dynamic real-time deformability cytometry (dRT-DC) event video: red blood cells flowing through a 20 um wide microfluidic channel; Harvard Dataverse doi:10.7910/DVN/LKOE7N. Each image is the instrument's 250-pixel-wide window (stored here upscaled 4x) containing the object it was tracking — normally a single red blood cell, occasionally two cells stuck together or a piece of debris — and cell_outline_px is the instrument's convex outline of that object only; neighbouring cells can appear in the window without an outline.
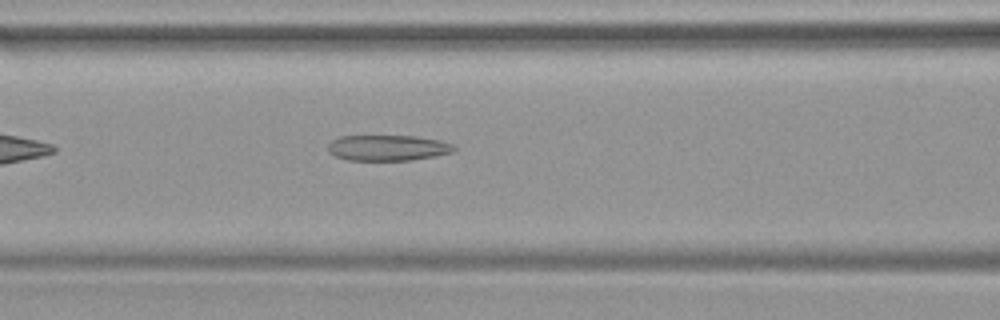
{"species": "common noctule bat (a hibernating species)", "species_latin": "Nyctalus noctula", "temperature_condition": "warm", "stored_images_in_passage": 32, "camera_frame_rate_fps": 3000, "um_per_image_px": 0.085, "animal": {"sex": "female", "body_mass_g": 19.9}, "frame": {"image": 1, "passage_image": 9, "time_ms": 2.667, "image_size_px": [1000, 320], "cell_outline_px": [[456, 148], [452, 152], [436, 156], [412, 160], [348, 160], [336, 156], [328, 152], [328, 144], [332, 140], [340, 136], [416, 136], [440, 140], [452, 144]], "centroid_in_image_um": [32.96, 12.56], "position_along_channel_um": 133.6, "area_um2": 18.9}}
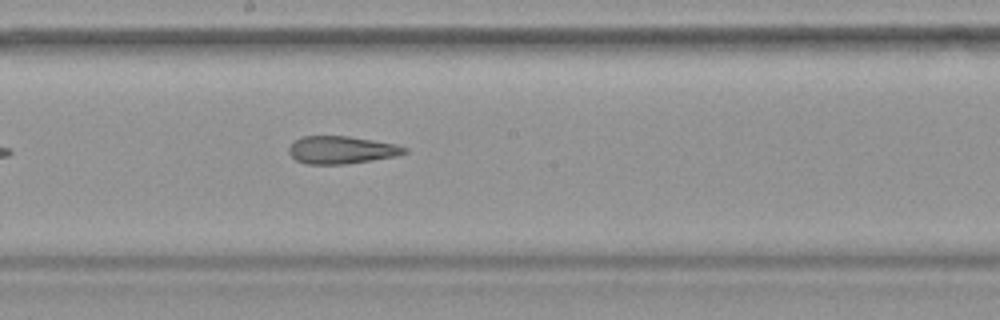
{"frame": {"image": 2, "passage_image": 15, "time_ms": 4.667, "image_size_px": [1000, 320], "cell_outline_px": [[408, 152], [396, 156], [372, 160], [344, 164], [308, 164], [296, 160], [288, 152], [288, 148], [300, 136], [348, 136], [396, 144], [408, 148]], "centroid_in_image_um": [29.03, 12.74], "position_along_channel_um": 219.2, "area_um2": 18.55}}
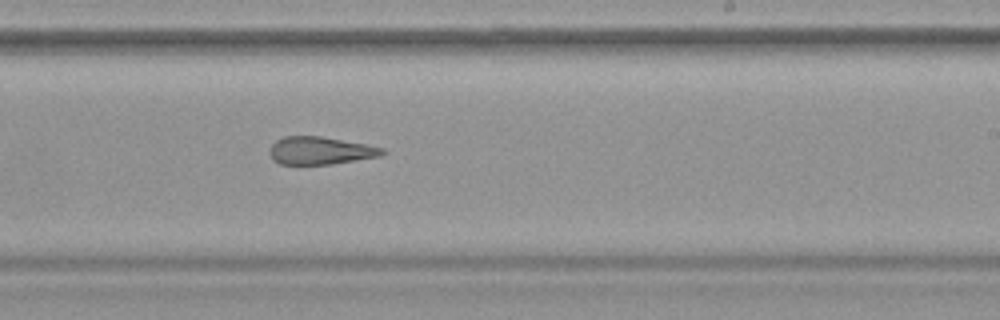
{"frame": {"image": 3, "passage_image": 18, "time_ms": 5.667, "image_size_px": [1000, 320], "cell_outline_px": [[388, 152], [380, 156], [332, 164], [280, 164], [272, 160], [268, 152], [272, 144], [276, 140], [284, 136], [320, 136], [368, 144], [384, 148]], "centroid_in_image_um": [27.23, 12.8], "position_along_channel_um": 261.8, "area_um2": 18.38}}